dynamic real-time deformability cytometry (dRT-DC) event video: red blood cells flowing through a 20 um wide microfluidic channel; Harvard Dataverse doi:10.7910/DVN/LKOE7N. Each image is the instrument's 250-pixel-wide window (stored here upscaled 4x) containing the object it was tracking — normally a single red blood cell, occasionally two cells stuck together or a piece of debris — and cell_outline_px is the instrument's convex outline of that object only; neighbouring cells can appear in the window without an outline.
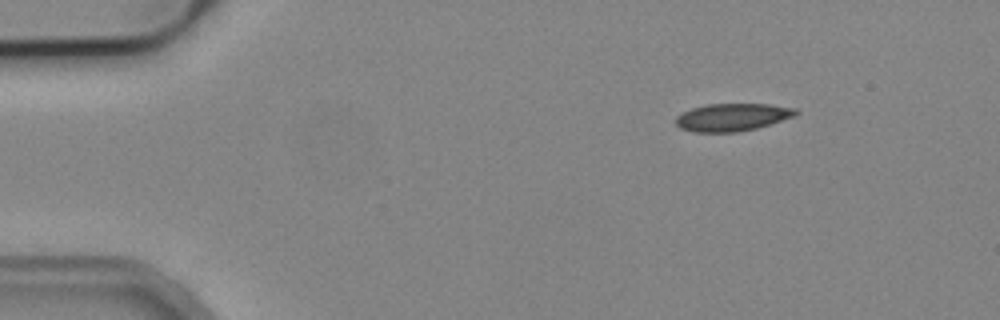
{"species": "common noctule bat (a hibernating species)", "species_latin": "Nyctalus noctula", "temperature_condition": "cold", "stored_images_in_passage": 6, "camera_frame_rate_fps": 3000, "um_per_image_px": 0.085, "animal": {"sex": "male", "body_mass_g": 19.2, "forearm_length_mm": 51.8}, "frame": {"image": 1, "passage_image": 1, "time_ms": 0.0, "image_size_px": [1000, 320], "cell_outline_px": [[800, 112], [796, 116], [756, 128], [736, 132], [692, 132], [680, 128], [676, 124], [676, 116], [692, 108], [708, 104], [768, 104], [796, 108]], "centroid_in_image_um": [62.26, 9.96], "position_along_channel_um": 22.7, "area_um2": 19.31}}
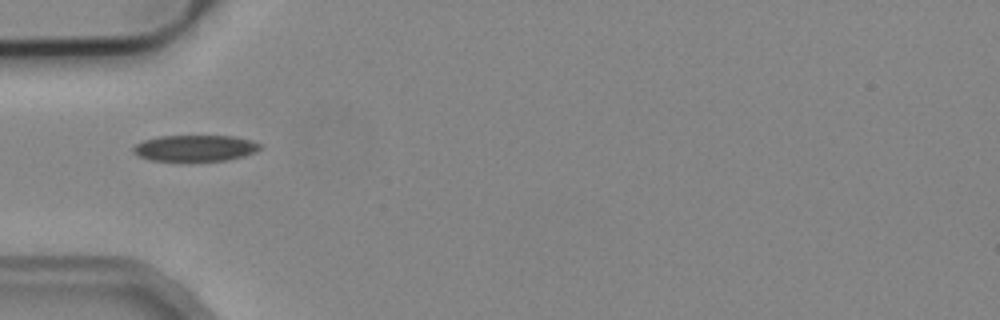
{"frame": {"image": 2, "passage_image": 4, "time_ms": 3.333, "image_size_px": [1000, 320], "cell_outline_px": [[260, 148], [256, 152], [244, 156], [224, 160], [148, 160], [136, 156], [132, 152], [132, 148], [136, 144], [144, 140], [160, 136], [232, 136], [252, 140], [260, 144]], "centroid_in_image_um": [16.55, 12.58], "position_along_channel_um": 68.4, "area_um2": 19.25}}